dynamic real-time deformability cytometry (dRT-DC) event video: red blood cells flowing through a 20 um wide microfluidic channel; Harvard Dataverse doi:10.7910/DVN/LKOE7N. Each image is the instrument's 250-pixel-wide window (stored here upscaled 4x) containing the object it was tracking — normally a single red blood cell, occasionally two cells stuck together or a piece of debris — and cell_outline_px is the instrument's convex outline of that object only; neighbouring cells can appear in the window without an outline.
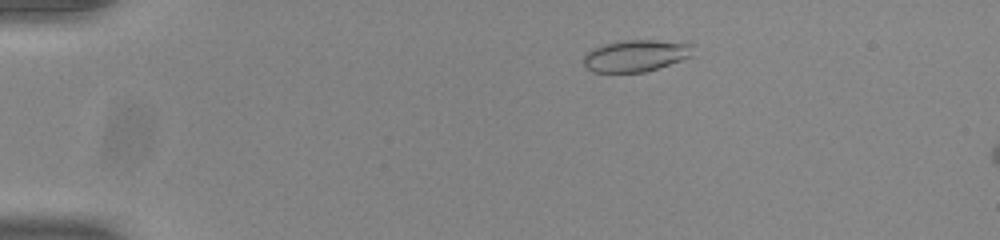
{"species": "common noctule bat (a hibernating species)", "species_latin": "Nyctalus noctula", "temperature_condition": "room temperature", "stored_images_in_passage": 15, "camera_frame_rate_fps": 3000, "um_per_image_px": 0.085, "animal": {"sex": "male", "body_mass_g": 20.0, "forearm_length_mm": 53.3}, "frame": {"image": 1, "passage_image": 9, "time_ms": 2.667, "image_size_px": [1000, 240], "cell_outline_px": [[696, 44], [692, 56], [644, 72], [592, 72], [584, 64], [584, 56], [592, 48], [604, 44], [624, 40], [656, 40]], "centroid_in_image_um": [54.06, 4.72], "position_along_channel_um": 30.9, "area_um2": 20.17}}